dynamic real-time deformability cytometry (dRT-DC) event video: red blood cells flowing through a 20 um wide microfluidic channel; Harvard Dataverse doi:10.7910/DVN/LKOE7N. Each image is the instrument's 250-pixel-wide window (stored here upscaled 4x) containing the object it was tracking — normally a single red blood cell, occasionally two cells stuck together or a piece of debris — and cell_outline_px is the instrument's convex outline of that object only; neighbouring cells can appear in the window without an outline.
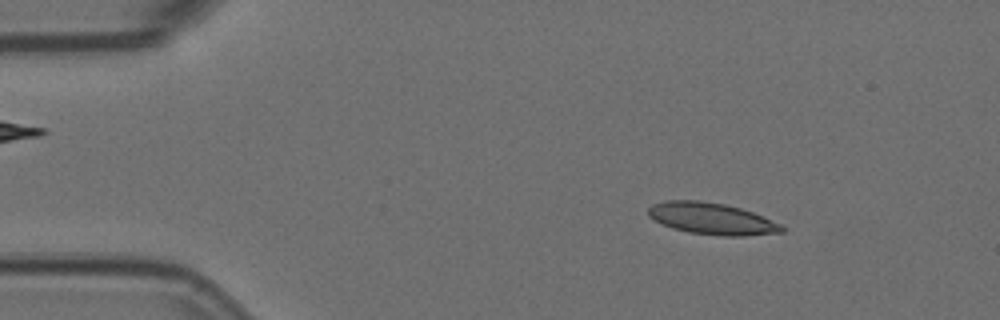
{"species": "Egyptian fruit bat (a non-hibernating species)", "species_latin": "Rousettus aegyptiacus", "temperature_condition": "room temperature", "stored_images_in_passage": 26, "camera_frame_rate_fps": 3000, "um_per_image_px": 0.085, "animal": {"sex": "female"}, "frame": {"image": 1, "passage_image": 7, "time_ms": 2.0, "image_size_px": [1000, 320], "cell_outline_px": [[784, 232], [744, 236], [720, 236], [688, 232], [672, 228], [648, 216], [648, 208], [652, 204], [664, 200], [700, 200], [724, 204], [740, 208], [752, 212], [780, 224], [784, 228]], "centroid_in_image_um": [60.47, 18.58], "position_along_channel_um": 24.5, "area_um2": 24.57}}
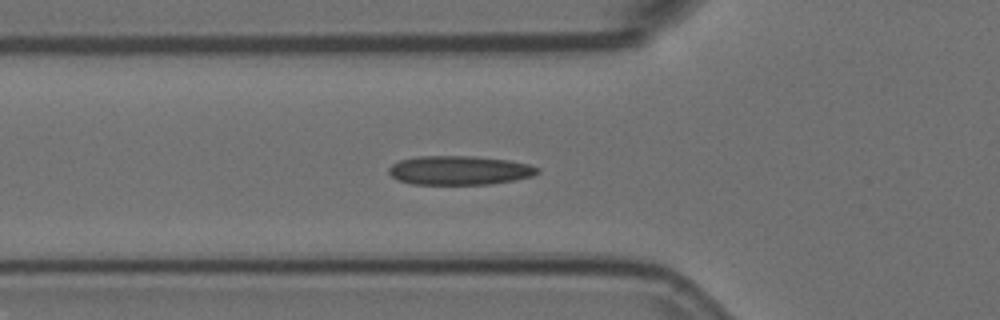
{"frame": {"image": 2, "passage_image": 18, "time_ms": 5.667, "image_size_px": [1000, 320], "cell_outline_px": [[540, 172], [532, 176], [512, 180], [488, 184], [412, 184], [396, 180], [388, 172], [388, 168], [392, 164], [400, 160], [416, 156], [476, 156], [508, 160], [528, 164], [540, 168]], "centroid_in_image_um": [39.02, 14.47], "position_along_channel_um": 86.8, "area_um2": 25.2}}
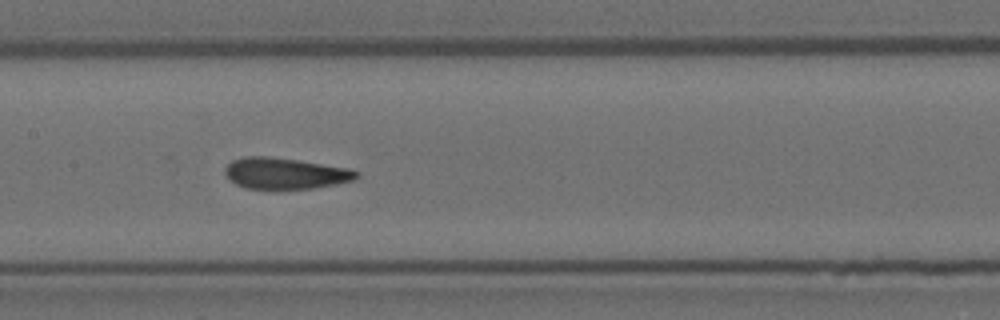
{"frame": {"image": 3, "passage_image": 26, "time_ms": 8.333, "image_size_px": [1000, 320], "cell_outline_px": [[360, 176], [352, 180], [336, 184], [312, 188], [244, 188], [236, 184], [224, 172], [224, 168], [232, 160], [244, 156], [268, 156], [296, 160], [348, 168], [360, 172]], "centroid_in_image_um": [24.23, 14.72], "position_along_channel_um": 183.2, "area_um2": 23.58}}